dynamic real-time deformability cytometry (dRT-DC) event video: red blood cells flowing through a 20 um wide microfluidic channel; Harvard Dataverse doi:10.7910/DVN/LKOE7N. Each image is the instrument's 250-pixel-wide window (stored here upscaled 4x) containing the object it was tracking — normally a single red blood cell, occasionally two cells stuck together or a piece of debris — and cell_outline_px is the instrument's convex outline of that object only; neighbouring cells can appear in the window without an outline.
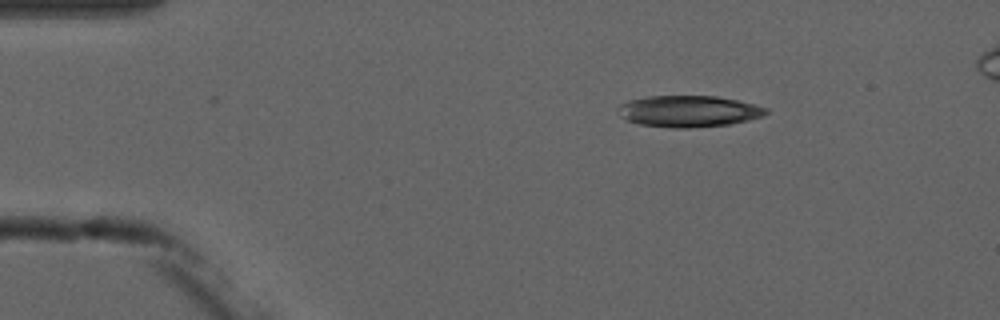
{"species": "common noctule bat (a hibernating species)", "species_latin": "Nyctalus noctula", "temperature_condition": "cold", "stored_images_in_passage": 3, "camera_frame_rate_fps": 3000, "um_per_image_px": 0.085, "animal": {"sex": "male", "forearm_length_mm": 52.5}, "frame": {"image": 1, "passage_image": 3, "time_ms": 2.333, "image_size_px": [1000, 320], "cell_outline_px": [[768, 112], [764, 116], [748, 120], [728, 124], [688, 128], [672, 128], [640, 124], [624, 120], [616, 112], [616, 108], [620, 104], [628, 100], [648, 96], [716, 96], [736, 100], [768, 108]], "centroid_in_image_um": [58.47, 9.46], "position_along_channel_um": 26.5, "area_um2": 27.22}}